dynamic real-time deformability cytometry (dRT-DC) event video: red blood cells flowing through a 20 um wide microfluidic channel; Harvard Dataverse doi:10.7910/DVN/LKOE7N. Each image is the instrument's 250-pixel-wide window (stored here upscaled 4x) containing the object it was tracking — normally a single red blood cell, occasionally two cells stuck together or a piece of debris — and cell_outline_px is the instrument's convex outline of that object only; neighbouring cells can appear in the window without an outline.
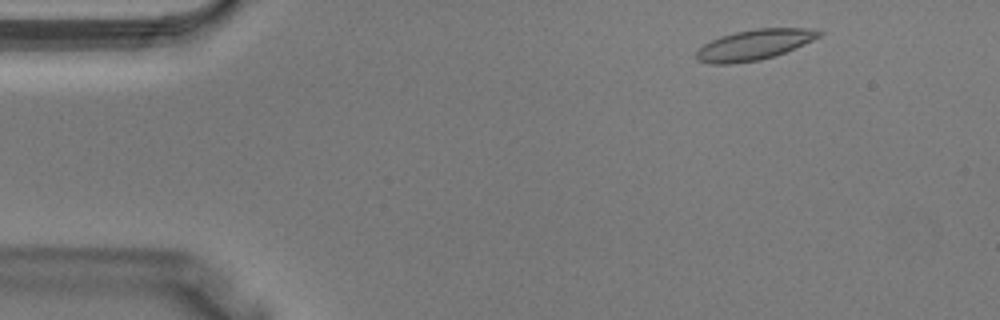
{"species": "Egyptian fruit bat (a non-hibernating species)", "species_latin": "Rousettus aegyptiacus", "temperature_condition": "warm", "stored_images_in_passage": 4, "camera_frame_rate_fps": 3000, "um_per_image_px": 0.085, "animal": {"sex": "male"}, "frame": {"image": 1, "passage_image": 4, "time_ms": 1.0, "image_size_px": [1000, 320], "cell_outline_px": [[824, 32], [820, 36], [812, 40], [784, 52], [760, 60], [732, 64], [712, 64], [696, 60], [696, 52], [704, 44], [720, 36], [736, 32], [756, 28], [804, 28]], "centroid_in_image_um": [64.06, 3.81], "position_along_channel_um": 20.9, "area_um2": 21.44}}